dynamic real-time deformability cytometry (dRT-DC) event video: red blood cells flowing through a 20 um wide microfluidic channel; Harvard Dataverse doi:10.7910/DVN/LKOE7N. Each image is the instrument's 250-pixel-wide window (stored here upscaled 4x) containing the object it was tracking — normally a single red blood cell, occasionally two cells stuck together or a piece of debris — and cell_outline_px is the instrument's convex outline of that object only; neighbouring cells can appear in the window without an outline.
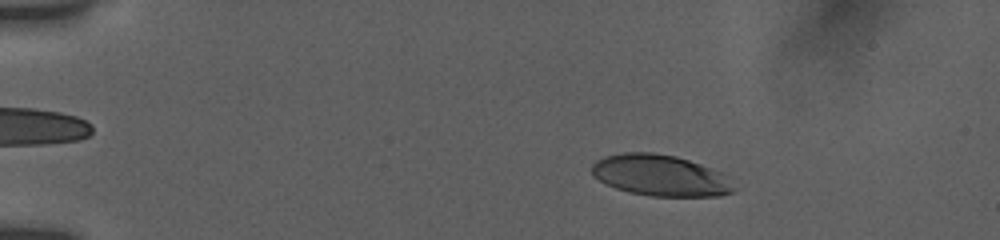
{"species": "human", "species_latin": "Homo sapiens", "temperature_condition": "room temperature", "stored_images_in_passage": 55, "camera_frame_rate_fps": 3000, "um_per_image_px": 0.085, "donor": {"sex": "female"}, "frame": {"image": 1, "passage_image": 10, "time_ms": 3.0, "image_size_px": [1000, 240], "cell_outline_px": [[736, 188], [732, 192], [720, 196], [652, 196], [632, 192], [616, 188], [592, 176], [592, 164], [596, 160], [604, 156], [624, 152], [652, 152], [676, 156], [712, 168], [720, 172]], "centroid_in_image_um": [56.11, 14.9], "position_along_channel_um": 28.9, "area_um2": 33.87}}
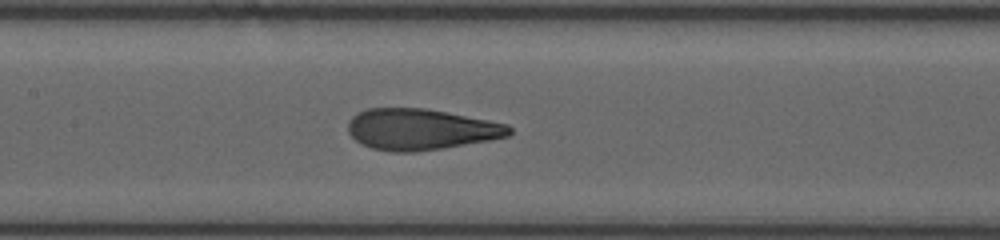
{"frame": {"image": 2, "passage_image": 28, "time_ms": 9.0, "image_size_px": [1000, 240], "cell_outline_px": [[512, 132], [508, 136], [488, 140], [444, 148], [416, 152], [392, 152], [372, 148], [360, 144], [348, 132], [348, 120], [352, 116], [368, 108], [424, 108], [488, 120], [508, 124], [512, 128]], "centroid_in_image_um": [35.74, 11.0], "position_along_channel_um": 171.7, "area_um2": 38.55}}
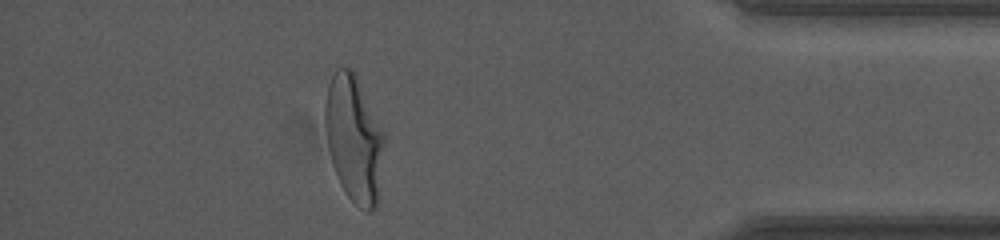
{"frame": {"image": 3, "passage_image": 49, "time_ms": 16.0, "image_size_px": [1000, 240], "cell_outline_px": [[388, 136], [376, 204], [372, 212], [364, 212], [344, 192], [340, 184], [332, 160], [328, 144], [324, 120], [324, 104], [328, 84], [336, 68], [352, 68], [356, 72]], "centroid_in_image_um": [30.14, 11.73], "position_along_channel_um": 405.1, "area_um2": 44.74}, "authors_computed_cell_mechanics": {"area_um2": 38.437, "velocity_mm_per_s": 3.8418, "shape_relaxation_time_tau1_ms": 4.0924, "shape_relaxation_time_tau2_ms": 0.8799, "deformation_change_tau1": 0.2183, "deformation_change_tau2": 0.0916}}